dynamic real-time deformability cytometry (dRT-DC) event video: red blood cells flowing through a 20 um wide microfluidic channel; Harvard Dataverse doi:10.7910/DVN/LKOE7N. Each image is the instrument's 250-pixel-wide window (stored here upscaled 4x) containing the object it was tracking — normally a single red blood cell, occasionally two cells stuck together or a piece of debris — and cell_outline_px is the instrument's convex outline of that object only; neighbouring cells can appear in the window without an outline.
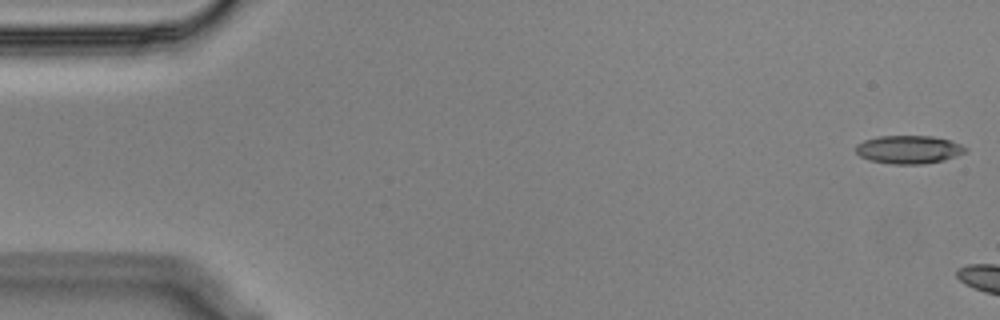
{"species": "Egyptian fruit bat (a non-hibernating species)", "species_latin": "Rousettus aegyptiacus", "temperature_condition": "cold", "stored_images_in_passage": 6, "camera_frame_rate_fps": 3000, "um_per_image_px": 0.085, "animal": {"sex": "male"}, "frame": {"image": 1, "passage_image": 1, "time_ms": 0.0, "image_size_px": [1000, 320], "cell_outline_px": [[968, 148], [964, 152], [956, 156], [944, 160], [924, 164], [892, 164], [868, 160], [860, 156], [856, 152], [856, 144], [864, 140], [876, 136], [932, 136], [952, 140]], "centroid_in_image_um": [77.23, 12.71], "position_along_channel_um": 7.8, "area_um2": 18.15}}